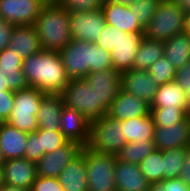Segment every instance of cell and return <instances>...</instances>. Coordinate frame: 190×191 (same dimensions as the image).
<instances>
[{"mask_svg": "<svg viewBox=\"0 0 190 191\" xmlns=\"http://www.w3.org/2000/svg\"><path fill=\"white\" fill-rule=\"evenodd\" d=\"M22 73L30 87L45 94H61L70 81L58 51L41 50L23 59Z\"/></svg>", "mask_w": 190, "mask_h": 191, "instance_id": "obj_1", "label": "cell"}, {"mask_svg": "<svg viewBox=\"0 0 190 191\" xmlns=\"http://www.w3.org/2000/svg\"><path fill=\"white\" fill-rule=\"evenodd\" d=\"M59 54L69 80L85 78L89 73L113 68L111 52L96 43L72 40Z\"/></svg>", "mask_w": 190, "mask_h": 191, "instance_id": "obj_2", "label": "cell"}, {"mask_svg": "<svg viewBox=\"0 0 190 191\" xmlns=\"http://www.w3.org/2000/svg\"><path fill=\"white\" fill-rule=\"evenodd\" d=\"M69 12L57 4L44 5L34 22L42 50L60 51L71 41Z\"/></svg>", "mask_w": 190, "mask_h": 191, "instance_id": "obj_3", "label": "cell"}, {"mask_svg": "<svg viewBox=\"0 0 190 191\" xmlns=\"http://www.w3.org/2000/svg\"><path fill=\"white\" fill-rule=\"evenodd\" d=\"M185 31V11L176 3L162 0L158 10L145 28L144 35L165 42Z\"/></svg>", "mask_w": 190, "mask_h": 191, "instance_id": "obj_4", "label": "cell"}, {"mask_svg": "<svg viewBox=\"0 0 190 191\" xmlns=\"http://www.w3.org/2000/svg\"><path fill=\"white\" fill-rule=\"evenodd\" d=\"M120 120L108 115L90 121L87 147L94 152L117 155L127 143Z\"/></svg>", "mask_w": 190, "mask_h": 191, "instance_id": "obj_5", "label": "cell"}, {"mask_svg": "<svg viewBox=\"0 0 190 191\" xmlns=\"http://www.w3.org/2000/svg\"><path fill=\"white\" fill-rule=\"evenodd\" d=\"M45 95L41 90L30 86L15 91L13 108L6 122L26 133L36 131L38 129L36 114Z\"/></svg>", "mask_w": 190, "mask_h": 191, "instance_id": "obj_6", "label": "cell"}, {"mask_svg": "<svg viewBox=\"0 0 190 191\" xmlns=\"http://www.w3.org/2000/svg\"><path fill=\"white\" fill-rule=\"evenodd\" d=\"M64 105L76 109L89 121L107 115V111L97 102V93L85 78L73 79L61 93Z\"/></svg>", "mask_w": 190, "mask_h": 191, "instance_id": "obj_7", "label": "cell"}, {"mask_svg": "<svg viewBox=\"0 0 190 191\" xmlns=\"http://www.w3.org/2000/svg\"><path fill=\"white\" fill-rule=\"evenodd\" d=\"M116 156L94 152L85 146V167L88 191H116Z\"/></svg>", "mask_w": 190, "mask_h": 191, "instance_id": "obj_8", "label": "cell"}, {"mask_svg": "<svg viewBox=\"0 0 190 191\" xmlns=\"http://www.w3.org/2000/svg\"><path fill=\"white\" fill-rule=\"evenodd\" d=\"M72 40L96 43L106 25L102 9L88 12H69Z\"/></svg>", "mask_w": 190, "mask_h": 191, "instance_id": "obj_9", "label": "cell"}, {"mask_svg": "<svg viewBox=\"0 0 190 191\" xmlns=\"http://www.w3.org/2000/svg\"><path fill=\"white\" fill-rule=\"evenodd\" d=\"M83 146L68 141L51 153H45L37 162V176L58 178L61 171L82 152Z\"/></svg>", "mask_w": 190, "mask_h": 191, "instance_id": "obj_10", "label": "cell"}, {"mask_svg": "<svg viewBox=\"0 0 190 191\" xmlns=\"http://www.w3.org/2000/svg\"><path fill=\"white\" fill-rule=\"evenodd\" d=\"M44 5L41 0H0V18L15 26L34 25Z\"/></svg>", "mask_w": 190, "mask_h": 191, "instance_id": "obj_11", "label": "cell"}, {"mask_svg": "<svg viewBox=\"0 0 190 191\" xmlns=\"http://www.w3.org/2000/svg\"><path fill=\"white\" fill-rule=\"evenodd\" d=\"M85 79L96 90L97 102L108 112L109 106L122 89L121 75L114 68L89 73Z\"/></svg>", "mask_w": 190, "mask_h": 191, "instance_id": "obj_12", "label": "cell"}, {"mask_svg": "<svg viewBox=\"0 0 190 191\" xmlns=\"http://www.w3.org/2000/svg\"><path fill=\"white\" fill-rule=\"evenodd\" d=\"M22 59L15 51L5 48L0 53V91H17L29 85L22 73Z\"/></svg>", "mask_w": 190, "mask_h": 191, "instance_id": "obj_13", "label": "cell"}, {"mask_svg": "<svg viewBox=\"0 0 190 191\" xmlns=\"http://www.w3.org/2000/svg\"><path fill=\"white\" fill-rule=\"evenodd\" d=\"M153 141L156 149L190 148V115L175 125L155 128Z\"/></svg>", "mask_w": 190, "mask_h": 191, "instance_id": "obj_14", "label": "cell"}, {"mask_svg": "<svg viewBox=\"0 0 190 191\" xmlns=\"http://www.w3.org/2000/svg\"><path fill=\"white\" fill-rule=\"evenodd\" d=\"M122 90L142 98L149 105L153 102L158 84L147 70L131 69L120 73Z\"/></svg>", "mask_w": 190, "mask_h": 191, "instance_id": "obj_15", "label": "cell"}, {"mask_svg": "<svg viewBox=\"0 0 190 191\" xmlns=\"http://www.w3.org/2000/svg\"><path fill=\"white\" fill-rule=\"evenodd\" d=\"M150 113V105L147 102L121 89L109 106L107 115L116 120L125 121L130 118L147 117Z\"/></svg>", "mask_w": 190, "mask_h": 191, "instance_id": "obj_16", "label": "cell"}, {"mask_svg": "<svg viewBox=\"0 0 190 191\" xmlns=\"http://www.w3.org/2000/svg\"><path fill=\"white\" fill-rule=\"evenodd\" d=\"M36 178V163L24 157L5 160L2 165V179L6 185L31 189Z\"/></svg>", "mask_w": 190, "mask_h": 191, "instance_id": "obj_17", "label": "cell"}, {"mask_svg": "<svg viewBox=\"0 0 190 191\" xmlns=\"http://www.w3.org/2000/svg\"><path fill=\"white\" fill-rule=\"evenodd\" d=\"M144 32L125 33L120 30V42L111 51L113 68L119 73L131 70Z\"/></svg>", "mask_w": 190, "mask_h": 191, "instance_id": "obj_18", "label": "cell"}, {"mask_svg": "<svg viewBox=\"0 0 190 191\" xmlns=\"http://www.w3.org/2000/svg\"><path fill=\"white\" fill-rule=\"evenodd\" d=\"M59 130L69 140L87 146L90 135V121L76 109L63 106Z\"/></svg>", "mask_w": 190, "mask_h": 191, "instance_id": "obj_19", "label": "cell"}, {"mask_svg": "<svg viewBox=\"0 0 190 191\" xmlns=\"http://www.w3.org/2000/svg\"><path fill=\"white\" fill-rule=\"evenodd\" d=\"M101 9L106 24L125 33L145 32L128 5L107 1L103 2Z\"/></svg>", "mask_w": 190, "mask_h": 191, "instance_id": "obj_20", "label": "cell"}, {"mask_svg": "<svg viewBox=\"0 0 190 191\" xmlns=\"http://www.w3.org/2000/svg\"><path fill=\"white\" fill-rule=\"evenodd\" d=\"M114 175L116 191H149L150 183L138 164L116 159Z\"/></svg>", "mask_w": 190, "mask_h": 191, "instance_id": "obj_21", "label": "cell"}, {"mask_svg": "<svg viewBox=\"0 0 190 191\" xmlns=\"http://www.w3.org/2000/svg\"><path fill=\"white\" fill-rule=\"evenodd\" d=\"M8 48L14 50L22 60L41 51L42 47L35 27L33 25L15 26Z\"/></svg>", "mask_w": 190, "mask_h": 191, "instance_id": "obj_22", "label": "cell"}, {"mask_svg": "<svg viewBox=\"0 0 190 191\" xmlns=\"http://www.w3.org/2000/svg\"><path fill=\"white\" fill-rule=\"evenodd\" d=\"M28 134L7 122L0 123V150L4 160L24 157Z\"/></svg>", "mask_w": 190, "mask_h": 191, "instance_id": "obj_23", "label": "cell"}, {"mask_svg": "<svg viewBox=\"0 0 190 191\" xmlns=\"http://www.w3.org/2000/svg\"><path fill=\"white\" fill-rule=\"evenodd\" d=\"M64 102L61 94H46L39 105L36 119L38 129L59 130Z\"/></svg>", "mask_w": 190, "mask_h": 191, "instance_id": "obj_24", "label": "cell"}, {"mask_svg": "<svg viewBox=\"0 0 190 191\" xmlns=\"http://www.w3.org/2000/svg\"><path fill=\"white\" fill-rule=\"evenodd\" d=\"M58 179L64 191H88L85 146L81 154L64 167Z\"/></svg>", "mask_w": 190, "mask_h": 191, "instance_id": "obj_25", "label": "cell"}, {"mask_svg": "<svg viewBox=\"0 0 190 191\" xmlns=\"http://www.w3.org/2000/svg\"><path fill=\"white\" fill-rule=\"evenodd\" d=\"M186 108V93L175 81L159 85L150 108Z\"/></svg>", "mask_w": 190, "mask_h": 191, "instance_id": "obj_26", "label": "cell"}, {"mask_svg": "<svg viewBox=\"0 0 190 191\" xmlns=\"http://www.w3.org/2000/svg\"><path fill=\"white\" fill-rule=\"evenodd\" d=\"M163 54L175 69L182 67L190 61V35L183 32L165 41Z\"/></svg>", "mask_w": 190, "mask_h": 191, "instance_id": "obj_27", "label": "cell"}, {"mask_svg": "<svg viewBox=\"0 0 190 191\" xmlns=\"http://www.w3.org/2000/svg\"><path fill=\"white\" fill-rule=\"evenodd\" d=\"M121 125L127 143L153 140L154 138L156 126L151 114L147 117L130 118L121 121Z\"/></svg>", "mask_w": 190, "mask_h": 191, "instance_id": "obj_28", "label": "cell"}, {"mask_svg": "<svg viewBox=\"0 0 190 191\" xmlns=\"http://www.w3.org/2000/svg\"><path fill=\"white\" fill-rule=\"evenodd\" d=\"M163 53L164 42L150 39L144 36L139 45L133 64V69L148 71L152 64L164 56Z\"/></svg>", "mask_w": 190, "mask_h": 191, "instance_id": "obj_29", "label": "cell"}, {"mask_svg": "<svg viewBox=\"0 0 190 191\" xmlns=\"http://www.w3.org/2000/svg\"><path fill=\"white\" fill-rule=\"evenodd\" d=\"M156 149L153 140L126 143L116 155L118 160L133 164H140L152 151Z\"/></svg>", "mask_w": 190, "mask_h": 191, "instance_id": "obj_30", "label": "cell"}, {"mask_svg": "<svg viewBox=\"0 0 190 191\" xmlns=\"http://www.w3.org/2000/svg\"><path fill=\"white\" fill-rule=\"evenodd\" d=\"M139 168L150 184L165 180V166L162 150L155 149L152 151L141 161Z\"/></svg>", "mask_w": 190, "mask_h": 191, "instance_id": "obj_31", "label": "cell"}, {"mask_svg": "<svg viewBox=\"0 0 190 191\" xmlns=\"http://www.w3.org/2000/svg\"><path fill=\"white\" fill-rule=\"evenodd\" d=\"M150 109L156 127L175 125L189 116L186 108L159 107Z\"/></svg>", "mask_w": 190, "mask_h": 191, "instance_id": "obj_32", "label": "cell"}, {"mask_svg": "<svg viewBox=\"0 0 190 191\" xmlns=\"http://www.w3.org/2000/svg\"><path fill=\"white\" fill-rule=\"evenodd\" d=\"M189 148H174L162 151L164 166H165V179L179 178L184 165L186 151Z\"/></svg>", "mask_w": 190, "mask_h": 191, "instance_id": "obj_33", "label": "cell"}, {"mask_svg": "<svg viewBox=\"0 0 190 191\" xmlns=\"http://www.w3.org/2000/svg\"><path fill=\"white\" fill-rule=\"evenodd\" d=\"M162 0H137L129 5L132 14L137 17L139 24L145 29L158 10Z\"/></svg>", "mask_w": 190, "mask_h": 191, "instance_id": "obj_34", "label": "cell"}, {"mask_svg": "<svg viewBox=\"0 0 190 191\" xmlns=\"http://www.w3.org/2000/svg\"><path fill=\"white\" fill-rule=\"evenodd\" d=\"M148 72L158 86L175 80L176 69L165 56H162L159 60L152 64V66L148 69Z\"/></svg>", "mask_w": 190, "mask_h": 191, "instance_id": "obj_35", "label": "cell"}, {"mask_svg": "<svg viewBox=\"0 0 190 191\" xmlns=\"http://www.w3.org/2000/svg\"><path fill=\"white\" fill-rule=\"evenodd\" d=\"M69 140L62 134L60 130H44L40 129L41 150L45 153H51L57 148L66 144Z\"/></svg>", "mask_w": 190, "mask_h": 191, "instance_id": "obj_36", "label": "cell"}, {"mask_svg": "<svg viewBox=\"0 0 190 191\" xmlns=\"http://www.w3.org/2000/svg\"><path fill=\"white\" fill-rule=\"evenodd\" d=\"M101 0H59L57 5L68 12H88L100 9Z\"/></svg>", "mask_w": 190, "mask_h": 191, "instance_id": "obj_37", "label": "cell"}, {"mask_svg": "<svg viewBox=\"0 0 190 191\" xmlns=\"http://www.w3.org/2000/svg\"><path fill=\"white\" fill-rule=\"evenodd\" d=\"M119 42L120 30L106 24L96 44L102 49L111 52L113 49H115Z\"/></svg>", "mask_w": 190, "mask_h": 191, "instance_id": "obj_38", "label": "cell"}, {"mask_svg": "<svg viewBox=\"0 0 190 191\" xmlns=\"http://www.w3.org/2000/svg\"><path fill=\"white\" fill-rule=\"evenodd\" d=\"M44 155L40 144V129L28 134L24 158L28 161L37 162Z\"/></svg>", "mask_w": 190, "mask_h": 191, "instance_id": "obj_39", "label": "cell"}, {"mask_svg": "<svg viewBox=\"0 0 190 191\" xmlns=\"http://www.w3.org/2000/svg\"><path fill=\"white\" fill-rule=\"evenodd\" d=\"M149 191H190V186L185 185L180 178H171L151 183Z\"/></svg>", "mask_w": 190, "mask_h": 191, "instance_id": "obj_40", "label": "cell"}, {"mask_svg": "<svg viewBox=\"0 0 190 191\" xmlns=\"http://www.w3.org/2000/svg\"><path fill=\"white\" fill-rule=\"evenodd\" d=\"M31 191H64V189L58 178L37 176Z\"/></svg>", "mask_w": 190, "mask_h": 191, "instance_id": "obj_41", "label": "cell"}, {"mask_svg": "<svg viewBox=\"0 0 190 191\" xmlns=\"http://www.w3.org/2000/svg\"><path fill=\"white\" fill-rule=\"evenodd\" d=\"M14 102V91H0V123L6 122L11 114Z\"/></svg>", "mask_w": 190, "mask_h": 191, "instance_id": "obj_42", "label": "cell"}, {"mask_svg": "<svg viewBox=\"0 0 190 191\" xmlns=\"http://www.w3.org/2000/svg\"><path fill=\"white\" fill-rule=\"evenodd\" d=\"M175 81L186 92L190 87V61L176 69Z\"/></svg>", "mask_w": 190, "mask_h": 191, "instance_id": "obj_43", "label": "cell"}, {"mask_svg": "<svg viewBox=\"0 0 190 191\" xmlns=\"http://www.w3.org/2000/svg\"><path fill=\"white\" fill-rule=\"evenodd\" d=\"M15 25L0 18V53L8 47Z\"/></svg>", "mask_w": 190, "mask_h": 191, "instance_id": "obj_44", "label": "cell"}, {"mask_svg": "<svg viewBox=\"0 0 190 191\" xmlns=\"http://www.w3.org/2000/svg\"><path fill=\"white\" fill-rule=\"evenodd\" d=\"M179 178L185 185L190 186V148L186 151L184 165Z\"/></svg>", "mask_w": 190, "mask_h": 191, "instance_id": "obj_45", "label": "cell"}, {"mask_svg": "<svg viewBox=\"0 0 190 191\" xmlns=\"http://www.w3.org/2000/svg\"><path fill=\"white\" fill-rule=\"evenodd\" d=\"M0 191H31V189L24 188V187H16L13 185H6L2 183L0 185Z\"/></svg>", "mask_w": 190, "mask_h": 191, "instance_id": "obj_46", "label": "cell"}, {"mask_svg": "<svg viewBox=\"0 0 190 191\" xmlns=\"http://www.w3.org/2000/svg\"><path fill=\"white\" fill-rule=\"evenodd\" d=\"M176 3L185 11V13L190 12V0H178Z\"/></svg>", "mask_w": 190, "mask_h": 191, "instance_id": "obj_47", "label": "cell"}, {"mask_svg": "<svg viewBox=\"0 0 190 191\" xmlns=\"http://www.w3.org/2000/svg\"><path fill=\"white\" fill-rule=\"evenodd\" d=\"M184 32L190 35V12L185 13V31Z\"/></svg>", "mask_w": 190, "mask_h": 191, "instance_id": "obj_48", "label": "cell"}, {"mask_svg": "<svg viewBox=\"0 0 190 191\" xmlns=\"http://www.w3.org/2000/svg\"><path fill=\"white\" fill-rule=\"evenodd\" d=\"M112 2L114 3H119V4H122V5H130L134 2H136L137 0H111Z\"/></svg>", "mask_w": 190, "mask_h": 191, "instance_id": "obj_49", "label": "cell"}, {"mask_svg": "<svg viewBox=\"0 0 190 191\" xmlns=\"http://www.w3.org/2000/svg\"><path fill=\"white\" fill-rule=\"evenodd\" d=\"M185 93H186V101H187L186 109H187V113L190 115V87Z\"/></svg>", "mask_w": 190, "mask_h": 191, "instance_id": "obj_50", "label": "cell"}, {"mask_svg": "<svg viewBox=\"0 0 190 191\" xmlns=\"http://www.w3.org/2000/svg\"><path fill=\"white\" fill-rule=\"evenodd\" d=\"M45 5L57 4L59 0H41Z\"/></svg>", "mask_w": 190, "mask_h": 191, "instance_id": "obj_51", "label": "cell"}, {"mask_svg": "<svg viewBox=\"0 0 190 191\" xmlns=\"http://www.w3.org/2000/svg\"><path fill=\"white\" fill-rule=\"evenodd\" d=\"M4 158L2 156L1 150H0V167H2V165L4 164Z\"/></svg>", "mask_w": 190, "mask_h": 191, "instance_id": "obj_52", "label": "cell"}, {"mask_svg": "<svg viewBox=\"0 0 190 191\" xmlns=\"http://www.w3.org/2000/svg\"><path fill=\"white\" fill-rule=\"evenodd\" d=\"M3 183V179H2V167H0V185Z\"/></svg>", "mask_w": 190, "mask_h": 191, "instance_id": "obj_53", "label": "cell"}, {"mask_svg": "<svg viewBox=\"0 0 190 191\" xmlns=\"http://www.w3.org/2000/svg\"><path fill=\"white\" fill-rule=\"evenodd\" d=\"M101 1H102V3H103V2H107V1H111V0H101Z\"/></svg>", "mask_w": 190, "mask_h": 191, "instance_id": "obj_54", "label": "cell"}]
</instances>
